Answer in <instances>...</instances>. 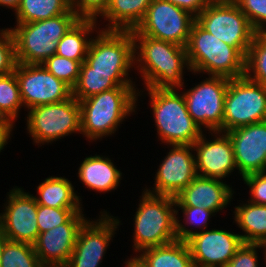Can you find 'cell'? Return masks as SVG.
I'll return each mask as SVG.
<instances>
[{"mask_svg":"<svg viewBox=\"0 0 266 267\" xmlns=\"http://www.w3.org/2000/svg\"><path fill=\"white\" fill-rule=\"evenodd\" d=\"M133 40L134 63H140L137 68L147 88L183 87V70H190L185 47L148 36H133Z\"/></svg>","mask_w":266,"mask_h":267,"instance_id":"cell-1","label":"cell"},{"mask_svg":"<svg viewBox=\"0 0 266 267\" xmlns=\"http://www.w3.org/2000/svg\"><path fill=\"white\" fill-rule=\"evenodd\" d=\"M137 96L135 86H118L80 100V134L90 140L114 134L124 118L135 112Z\"/></svg>","mask_w":266,"mask_h":267,"instance_id":"cell-2","label":"cell"},{"mask_svg":"<svg viewBox=\"0 0 266 267\" xmlns=\"http://www.w3.org/2000/svg\"><path fill=\"white\" fill-rule=\"evenodd\" d=\"M187 60L193 73H207L234 79L245 76L246 57L234 47L217 39L196 21L186 45Z\"/></svg>","mask_w":266,"mask_h":267,"instance_id":"cell-3","label":"cell"},{"mask_svg":"<svg viewBox=\"0 0 266 267\" xmlns=\"http://www.w3.org/2000/svg\"><path fill=\"white\" fill-rule=\"evenodd\" d=\"M79 19L70 9L53 18L17 23L16 28H9L14 39L17 63L42 64L56 53L57 43Z\"/></svg>","mask_w":266,"mask_h":267,"instance_id":"cell-4","label":"cell"},{"mask_svg":"<svg viewBox=\"0 0 266 267\" xmlns=\"http://www.w3.org/2000/svg\"><path fill=\"white\" fill-rule=\"evenodd\" d=\"M134 217L135 252L169 244L177 240L175 197L153 195L143 191ZM138 250V251H137Z\"/></svg>","mask_w":266,"mask_h":267,"instance_id":"cell-5","label":"cell"},{"mask_svg":"<svg viewBox=\"0 0 266 267\" xmlns=\"http://www.w3.org/2000/svg\"><path fill=\"white\" fill-rule=\"evenodd\" d=\"M176 90L147 88L157 133L162 143L193 145L203 131L188 113L184 95Z\"/></svg>","mask_w":266,"mask_h":267,"instance_id":"cell-6","label":"cell"},{"mask_svg":"<svg viewBox=\"0 0 266 267\" xmlns=\"http://www.w3.org/2000/svg\"><path fill=\"white\" fill-rule=\"evenodd\" d=\"M266 120V87L246 76L229 79L222 132Z\"/></svg>","mask_w":266,"mask_h":267,"instance_id":"cell-7","label":"cell"},{"mask_svg":"<svg viewBox=\"0 0 266 267\" xmlns=\"http://www.w3.org/2000/svg\"><path fill=\"white\" fill-rule=\"evenodd\" d=\"M195 21L204 30L227 45L237 48L246 57L255 31L234 1L210 2Z\"/></svg>","mask_w":266,"mask_h":267,"instance_id":"cell-8","label":"cell"},{"mask_svg":"<svg viewBox=\"0 0 266 267\" xmlns=\"http://www.w3.org/2000/svg\"><path fill=\"white\" fill-rule=\"evenodd\" d=\"M29 110L27 131L37 144L51 143L71 133L81 132L80 105L73 96Z\"/></svg>","mask_w":266,"mask_h":267,"instance_id":"cell-9","label":"cell"},{"mask_svg":"<svg viewBox=\"0 0 266 267\" xmlns=\"http://www.w3.org/2000/svg\"><path fill=\"white\" fill-rule=\"evenodd\" d=\"M177 240L186 241L195 267H225L244 243L239 234L212 229L193 232L176 217Z\"/></svg>","mask_w":266,"mask_h":267,"instance_id":"cell-10","label":"cell"},{"mask_svg":"<svg viewBox=\"0 0 266 267\" xmlns=\"http://www.w3.org/2000/svg\"><path fill=\"white\" fill-rule=\"evenodd\" d=\"M195 17L164 0H152L133 36H148L186 47Z\"/></svg>","mask_w":266,"mask_h":267,"instance_id":"cell-11","label":"cell"},{"mask_svg":"<svg viewBox=\"0 0 266 267\" xmlns=\"http://www.w3.org/2000/svg\"><path fill=\"white\" fill-rule=\"evenodd\" d=\"M99 31L95 39H91L85 58V62L90 66V72L128 73L135 65L132 32Z\"/></svg>","mask_w":266,"mask_h":267,"instance_id":"cell-12","label":"cell"},{"mask_svg":"<svg viewBox=\"0 0 266 267\" xmlns=\"http://www.w3.org/2000/svg\"><path fill=\"white\" fill-rule=\"evenodd\" d=\"M24 107L59 103L72 96V89L42 64L17 63L14 69Z\"/></svg>","mask_w":266,"mask_h":267,"instance_id":"cell-13","label":"cell"},{"mask_svg":"<svg viewBox=\"0 0 266 267\" xmlns=\"http://www.w3.org/2000/svg\"><path fill=\"white\" fill-rule=\"evenodd\" d=\"M228 84V78L209 76L200 84L183 92L188 113L200 128L204 125L208 131L222 133L224 98Z\"/></svg>","mask_w":266,"mask_h":267,"instance_id":"cell-14","label":"cell"},{"mask_svg":"<svg viewBox=\"0 0 266 267\" xmlns=\"http://www.w3.org/2000/svg\"><path fill=\"white\" fill-rule=\"evenodd\" d=\"M101 213L103 214L96 222H90L89 219L79 229L76 244L66 267H98L102 263V257L120 222L105 211Z\"/></svg>","mask_w":266,"mask_h":267,"instance_id":"cell-15","label":"cell"},{"mask_svg":"<svg viewBox=\"0 0 266 267\" xmlns=\"http://www.w3.org/2000/svg\"><path fill=\"white\" fill-rule=\"evenodd\" d=\"M7 201L4 212L0 214L3 233L9 241L33 245L39 235L35 196L15 187L10 190Z\"/></svg>","mask_w":266,"mask_h":267,"instance_id":"cell-16","label":"cell"},{"mask_svg":"<svg viewBox=\"0 0 266 267\" xmlns=\"http://www.w3.org/2000/svg\"><path fill=\"white\" fill-rule=\"evenodd\" d=\"M171 147L156 172L154 191L145 189L147 193L175 197L197 176L193 145Z\"/></svg>","mask_w":266,"mask_h":267,"instance_id":"cell-17","label":"cell"},{"mask_svg":"<svg viewBox=\"0 0 266 267\" xmlns=\"http://www.w3.org/2000/svg\"><path fill=\"white\" fill-rule=\"evenodd\" d=\"M229 136L238 172L243 177L265 172L266 120L232 129Z\"/></svg>","mask_w":266,"mask_h":267,"instance_id":"cell-18","label":"cell"},{"mask_svg":"<svg viewBox=\"0 0 266 267\" xmlns=\"http://www.w3.org/2000/svg\"><path fill=\"white\" fill-rule=\"evenodd\" d=\"M213 133L216 139L208 141L202 134L193 144V151L197 152L195 156L196 173L202 177L222 181V178H226L237 166L229 136L219 131L212 132L211 135Z\"/></svg>","mask_w":266,"mask_h":267,"instance_id":"cell-19","label":"cell"},{"mask_svg":"<svg viewBox=\"0 0 266 267\" xmlns=\"http://www.w3.org/2000/svg\"><path fill=\"white\" fill-rule=\"evenodd\" d=\"M77 212L67 223L39 233L33 244L41 264H61L66 266L76 244L79 229L87 221Z\"/></svg>","mask_w":266,"mask_h":267,"instance_id":"cell-20","label":"cell"},{"mask_svg":"<svg viewBox=\"0 0 266 267\" xmlns=\"http://www.w3.org/2000/svg\"><path fill=\"white\" fill-rule=\"evenodd\" d=\"M232 192L230 185L219 179L197 175L175 196V206L199 207L217 213L230 203V199H233Z\"/></svg>","mask_w":266,"mask_h":267,"instance_id":"cell-21","label":"cell"},{"mask_svg":"<svg viewBox=\"0 0 266 267\" xmlns=\"http://www.w3.org/2000/svg\"><path fill=\"white\" fill-rule=\"evenodd\" d=\"M122 173L109 158L100 155L88 156L80 164L78 177L87 188L107 192L118 187Z\"/></svg>","mask_w":266,"mask_h":267,"instance_id":"cell-22","label":"cell"},{"mask_svg":"<svg viewBox=\"0 0 266 267\" xmlns=\"http://www.w3.org/2000/svg\"><path fill=\"white\" fill-rule=\"evenodd\" d=\"M127 75L129 74L90 72V66L84 61L80 67L78 80L72 89V96L80 101L118 86H135Z\"/></svg>","mask_w":266,"mask_h":267,"instance_id":"cell-23","label":"cell"},{"mask_svg":"<svg viewBox=\"0 0 266 267\" xmlns=\"http://www.w3.org/2000/svg\"><path fill=\"white\" fill-rule=\"evenodd\" d=\"M152 0H110L101 15L109 25L101 30L131 31L142 21Z\"/></svg>","mask_w":266,"mask_h":267,"instance_id":"cell-24","label":"cell"},{"mask_svg":"<svg viewBox=\"0 0 266 267\" xmlns=\"http://www.w3.org/2000/svg\"><path fill=\"white\" fill-rule=\"evenodd\" d=\"M38 205L52 208H82L81 198L74 192L72 183L64 177H48L37 186Z\"/></svg>","mask_w":266,"mask_h":267,"instance_id":"cell-25","label":"cell"},{"mask_svg":"<svg viewBox=\"0 0 266 267\" xmlns=\"http://www.w3.org/2000/svg\"><path fill=\"white\" fill-rule=\"evenodd\" d=\"M138 256L148 267H195L186 241L176 240L166 245L142 250Z\"/></svg>","mask_w":266,"mask_h":267,"instance_id":"cell-26","label":"cell"},{"mask_svg":"<svg viewBox=\"0 0 266 267\" xmlns=\"http://www.w3.org/2000/svg\"><path fill=\"white\" fill-rule=\"evenodd\" d=\"M247 203L236 206L234 211L237 226L245 232L240 236L244 243L266 245V205Z\"/></svg>","mask_w":266,"mask_h":267,"instance_id":"cell-27","label":"cell"},{"mask_svg":"<svg viewBox=\"0 0 266 267\" xmlns=\"http://www.w3.org/2000/svg\"><path fill=\"white\" fill-rule=\"evenodd\" d=\"M97 20L80 18L57 43L56 53L75 61H85L91 40L89 34L96 29Z\"/></svg>","mask_w":266,"mask_h":267,"instance_id":"cell-28","label":"cell"},{"mask_svg":"<svg viewBox=\"0 0 266 267\" xmlns=\"http://www.w3.org/2000/svg\"><path fill=\"white\" fill-rule=\"evenodd\" d=\"M70 9V0H21L15 14L17 23H29L65 14Z\"/></svg>","mask_w":266,"mask_h":267,"instance_id":"cell-29","label":"cell"},{"mask_svg":"<svg viewBox=\"0 0 266 267\" xmlns=\"http://www.w3.org/2000/svg\"><path fill=\"white\" fill-rule=\"evenodd\" d=\"M23 105L15 72L0 75V119L14 125Z\"/></svg>","mask_w":266,"mask_h":267,"instance_id":"cell-30","label":"cell"},{"mask_svg":"<svg viewBox=\"0 0 266 267\" xmlns=\"http://www.w3.org/2000/svg\"><path fill=\"white\" fill-rule=\"evenodd\" d=\"M245 76L266 87V32L255 33L253 37L246 55Z\"/></svg>","mask_w":266,"mask_h":267,"instance_id":"cell-31","label":"cell"},{"mask_svg":"<svg viewBox=\"0 0 266 267\" xmlns=\"http://www.w3.org/2000/svg\"><path fill=\"white\" fill-rule=\"evenodd\" d=\"M40 264L32 244L9 240L6 242L0 267H39Z\"/></svg>","mask_w":266,"mask_h":267,"instance_id":"cell-32","label":"cell"},{"mask_svg":"<svg viewBox=\"0 0 266 267\" xmlns=\"http://www.w3.org/2000/svg\"><path fill=\"white\" fill-rule=\"evenodd\" d=\"M83 62L84 61H75L54 54L46 59L42 65L56 78L73 89L78 80L80 67Z\"/></svg>","mask_w":266,"mask_h":267,"instance_id":"cell-33","label":"cell"},{"mask_svg":"<svg viewBox=\"0 0 266 267\" xmlns=\"http://www.w3.org/2000/svg\"><path fill=\"white\" fill-rule=\"evenodd\" d=\"M81 208H52L38 205L37 224L39 233L48 231L58 225L67 223Z\"/></svg>","mask_w":266,"mask_h":267,"instance_id":"cell-34","label":"cell"},{"mask_svg":"<svg viewBox=\"0 0 266 267\" xmlns=\"http://www.w3.org/2000/svg\"><path fill=\"white\" fill-rule=\"evenodd\" d=\"M255 33L266 32V0H234Z\"/></svg>","mask_w":266,"mask_h":267,"instance_id":"cell-35","label":"cell"},{"mask_svg":"<svg viewBox=\"0 0 266 267\" xmlns=\"http://www.w3.org/2000/svg\"><path fill=\"white\" fill-rule=\"evenodd\" d=\"M0 31V75H5L14 71L17 61L11 31L8 28Z\"/></svg>","mask_w":266,"mask_h":267,"instance_id":"cell-36","label":"cell"},{"mask_svg":"<svg viewBox=\"0 0 266 267\" xmlns=\"http://www.w3.org/2000/svg\"><path fill=\"white\" fill-rule=\"evenodd\" d=\"M110 0H70L71 9L82 19H95L101 16Z\"/></svg>","mask_w":266,"mask_h":267,"instance_id":"cell-37","label":"cell"},{"mask_svg":"<svg viewBox=\"0 0 266 267\" xmlns=\"http://www.w3.org/2000/svg\"><path fill=\"white\" fill-rule=\"evenodd\" d=\"M264 244L243 243L225 267H258L257 248Z\"/></svg>","mask_w":266,"mask_h":267,"instance_id":"cell-38","label":"cell"},{"mask_svg":"<svg viewBox=\"0 0 266 267\" xmlns=\"http://www.w3.org/2000/svg\"><path fill=\"white\" fill-rule=\"evenodd\" d=\"M250 189V202L266 205V172L253 173L243 177Z\"/></svg>","mask_w":266,"mask_h":267,"instance_id":"cell-39","label":"cell"},{"mask_svg":"<svg viewBox=\"0 0 266 267\" xmlns=\"http://www.w3.org/2000/svg\"><path fill=\"white\" fill-rule=\"evenodd\" d=\"M176 207L180 208L184 213L183 215L186 217H184V220L186 219L185 221L187 222L186 224L189 223L190 225H198L197 227H201L203 230L206 229L208 224L207 221L209 218H211L210 216L213 215L212 211L205 208L192 206H175V208Z\"/></svg>","mask_w":266,"mask_h":267,"instance_id":"cell-40","label":"cell"},{"mask_svg":"<svg viewBox=\"0 0 266 267\" xmlns=\"http://www.w3.org/2000/svg\"><path fill=\"white\" fill-rule=\"evenodd\" d=\"M189 12L195 18L209 5V0H164ZM195 13V14H194Z\"/></svg>","mask_w":266,"mask_h":267,"instance_id":"cell-41","label":"cell"},{"mask_svg":"<svg viewBox=\"0 0 266 267\" xmlns=\"http://www.w3.org/2000/svg\"><path fill=\"white\" fill-rule=\"evenodd\" d=\"M13 129V124L7 120L0 119V152L10 138Z\"/></svg>","mask_w":266,"mask_h":267,"instance_id":"cell-42","label":"cell"},{"mask_svg":"<svg viewBox=\"0 0 266 267\" xmlns=\"http://www.w3.org/2000/svg\"><path fill=\"white\" fill-rule=\"evenodd\" d=\"M126 267H148L146 263H144L138 255L135 257H132L128 259V261L125 262Z\"/></svg>","mask_w":266,"mask_h":267,"instance_id":"cell-43","label":"cell"},{"mask_svg":"<svg viewBox=\"0 0 266 267\" xmlns=\"http://www.w3.org/2000/svg\"><path fill=\"white\" fill-rule=\"evenodd\" d=\"M21 0H0V6L14 9L15 13L20 6Z\"/></svg>","mask_w":266,"mask_h":267,"instance_id":"cell-44","label":"cell"},{"mask_svg":"<svg viewBox=\"0 0 266 267\" xmlns=\"http://www.w3.org/2000/svg\"><path fill=\"white\" fill-rule=\"evenodd\" d=\"M7 241H8V238L5 236V234L3 233V230L0 226V264H1V257L3 254L4 246H5Z\"/></svg>","mask_w":266,"mask_h":267,"instance_id":"cell-45","label":"cell"},{"mask_svg":"<svg viewBox=\"0 0 266 267\" xmlns=\"http://www.w3.org/2000/svg\"><path fill=\"white\" fill-rule=\"evenodd\" d=\"M39 267H66V266L61 264H40Z\"/></svg>","mask_w":266,"mask_h":267,"instance_id":"cell-46","label":"cell"},{"mask_svg":"<svg viewBox=\"0 0 266 267\" xmlns=\"http://www.w3.org/2000/svg\"><path fill=\"white\" fill-rule=\"evenodd\" d=\"M210 2H219V1H234V0H209Z\"/></svg>","mask_w":266,"mask_h":267,"instance_id":"cell-47","label":"cell"},{"mask_svg":"<svg viewBox=\"0 0 266 267\" xmlns=\"http://www.w3.org/2000/svg\"><path fill=\"white\" fill-rule=\"evenodd\" d=\"M264 248H265V260H266V245H265V247H264Z\"/></svg>","mask_w":266,"mask_h":267,"instance_id":"cell-48","label":"cell"}]
</instances>
